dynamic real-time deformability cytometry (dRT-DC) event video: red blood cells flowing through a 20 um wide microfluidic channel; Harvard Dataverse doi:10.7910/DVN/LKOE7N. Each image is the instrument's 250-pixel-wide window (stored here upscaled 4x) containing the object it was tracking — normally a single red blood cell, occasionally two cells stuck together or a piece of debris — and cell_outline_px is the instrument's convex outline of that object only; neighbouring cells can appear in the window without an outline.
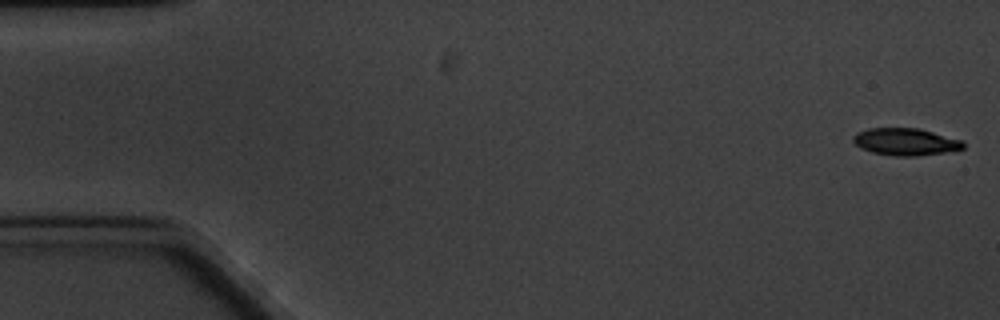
{"species": "common noctule bat (a hibernating species)", "species_latin": "Nyctalus noctula", "temperature_condition": "cold", "stored_images_in_passage": 6, "camera_frame_rate_fps": 3000, "um_per_image_px": 0.085, "animal": {"sex": "male", "body_mass_g": 20.1, "forearm_length_mm": 53.5}, "frame": {"image": 1, "passage_image": 1, "time_ms": 0.0, "image_size_px": [1000, 320], "cell_outline_px": [[964, 148], [956, 152], [916, 156], [896, 156], [872, 152], [860, 148], [852, 140], [852, 136], [856, 132], [868, 128], [920, 128], [964, 140]], "centroid_in_image_um": [77.03, 12.05], "position_along_channel_um": 8.0, "area_um2": 17.92}}
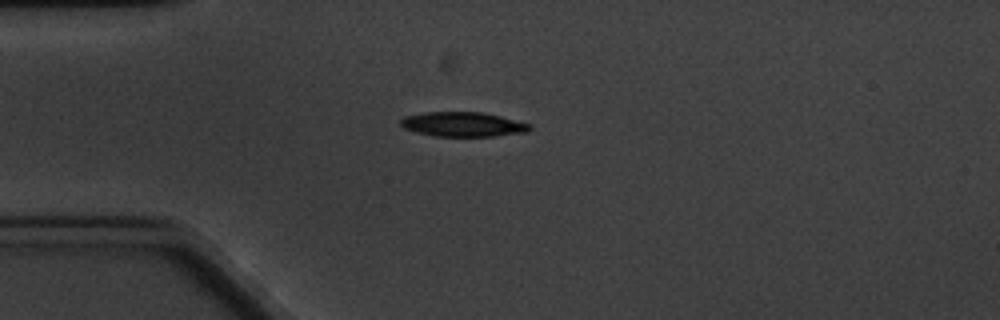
{"frame": {"image": 2, "passage_image": 5, "time_ms": 4.667, "image_size_px": [1000, 320], "cell_outline_px": [[532, 128], [528, 132], [492, 136], [436, 136], [416, 132], [404, 128], [400, 124], [400, 120], [404, 116], [424, 112], [484, 112], [532, 124]], "centroid_in_image_um": [39.36, 10.56], "position_along_channel_um": 45.6, "area_um2": 18.55}}